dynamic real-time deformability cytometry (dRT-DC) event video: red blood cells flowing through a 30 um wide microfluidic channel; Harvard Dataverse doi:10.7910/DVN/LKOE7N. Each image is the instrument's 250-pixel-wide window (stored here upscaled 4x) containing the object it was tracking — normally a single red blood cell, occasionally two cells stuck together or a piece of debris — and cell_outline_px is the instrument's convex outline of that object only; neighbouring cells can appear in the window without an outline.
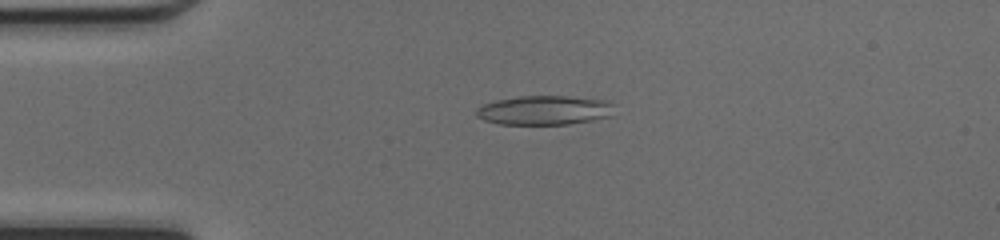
{"species": "common noctule bat (a hibernating species)", "species_latin": "Nyctalus noctula", "temperature_condition": "cold", "stored_images_in_passage": 39, "camera_frame_rate_fps": 3000, "um_per_image_px": 0.085, "animal": {"sex": "female", "body_mass_g": 17.0, "forearm_length_mm": 48.0}, "frame": {"image": 1, "passage_image": 2, "time_ms": 0.333, "image_size_px": [1000, 240], "cell_outline_px": [[616, 104], [612, 116], [592, 120], [568, 124], [500, 124], [484, 120], [476, 116], [476, 108], [484, 104], [496, 100], [520, 96], [572, 96], [612, 100]], "centroid_in_image_um": [46.36, 9.35], "position_along_channel_um": 38.6, "area_um2": 23.93}}
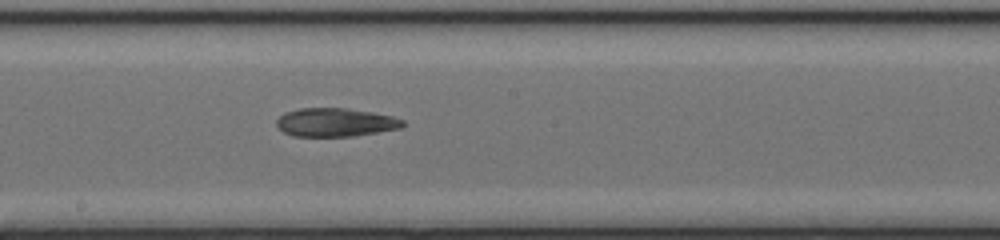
{"frame": {"image": 2, "passage_image": 17, "time_ms": 5.333, "image_size_px": [1000, 240], "cell_outline_px": [[404, 124], [400, 128], [352, 136], [292, 136], [284, 132], [276, 124], [276, 120], [284, 112], [300, 108], [348, 108], [372, 112], [392, 116], [404, 120]], "centroid_in_image_um": [28.49, 10.39], "position_along_channel_um": 219.7, "area_um2": 20.87}}
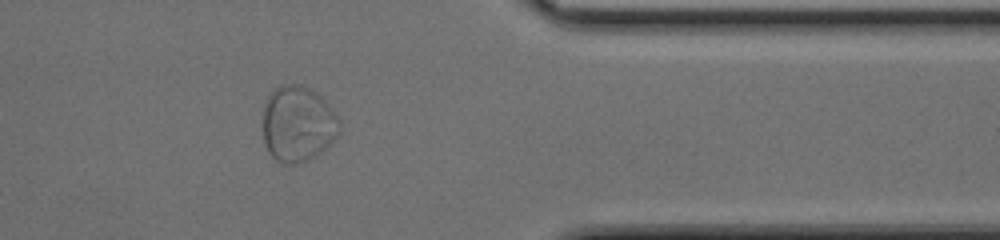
{"frame": {"image": 3, "passage_image": 30, "time_ms": 9.667, "image_size_px": [1000, 240], "cell_outline_px": [[340, 124], [336, 136], [320, 152], [308, 160], [296, 164], [284, 164], [276, 160], [268, 152], [264, 144], [264, 108], [268, 96], [280, 84], [300, 84], [316, 92], [332, 108], [340, 120]], "centroid_in_image_um": [25.3, 10.53], "position_along_channel_um": 386.1, "area_um2": 33.64}}